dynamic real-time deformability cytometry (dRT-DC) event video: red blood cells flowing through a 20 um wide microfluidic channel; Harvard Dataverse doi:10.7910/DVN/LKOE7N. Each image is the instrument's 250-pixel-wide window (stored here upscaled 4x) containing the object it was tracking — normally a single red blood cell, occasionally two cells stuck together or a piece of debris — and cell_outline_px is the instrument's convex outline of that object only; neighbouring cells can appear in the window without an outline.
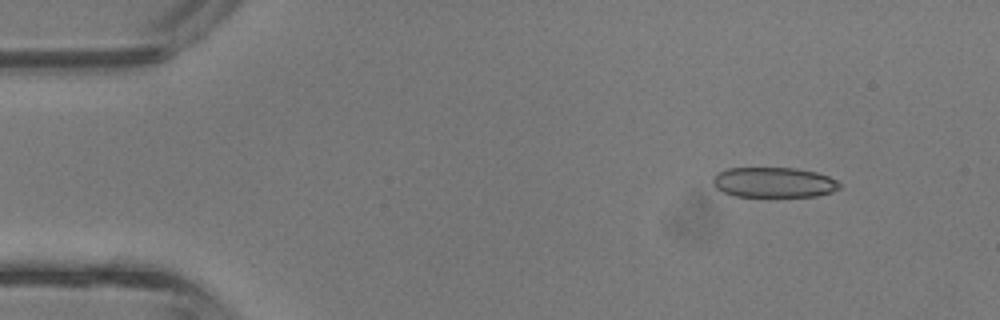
{"species": "common noctule bat (a hibernating species)", "species_latin": "Nyctalus noctula", "temperature_condition": "room temperature", "stored_images_in_passage": 38, "camera_frame_rate_fps": 3000, "um_per_image_px": 0.085, "animal": {"sex": "male", "body_mass_g": 13.3}, "frame": {"image": 1, "passage_image": 1, "time_ms": 0.0, "image_size_px": [1000, 320], "cell_outline_px": [[844, 184], [840, 188], [832, 192], [816, 196], [768, 200], [736, 196], [724, 192], [716, 188], [712, 184], [712, 176], [716, 172], [728, 168], [796, 168], [816, 172], [828, 176]], "centroid_in_image_um": [65.77, 15.56], "position_along_channel_um": 19.2, "area_um2": 23.64}}
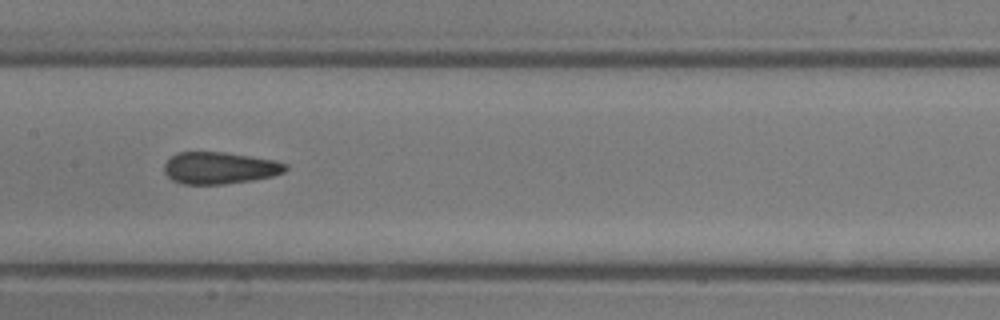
{"frame": {"image": 2, "passage_image": 17, "time_ms": 5.333, "image_size_px": [1000, 320], "cell_outline_px": [[288, 168], [284, 172], [272, 176], [252, 180], [224, 184], [184, 184], [172, 180], [164, 172], [164, 164], [176, 152], [224, 152], [276, 160], [288, 164]], "centroid_in_image_um": [18.68, 14.27], "position_along_channel_um": 188.7, "area_um2": 22.6}}
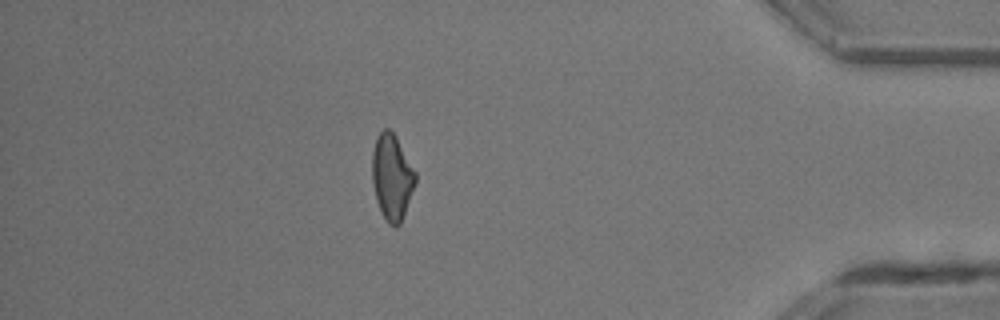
{"frame": {"image": 3, "passage_image": 33, "time_ms": 10.667, "image_size_px": [1000, 320], "cell_outline_px": [[416, 180], [400, 224], [396, 228], [388, 224], [376, 200], [372, 180], [372, 152], [376, 140], [380, 132], [384, 128], [388, 128], [396, 136], [416, 172]], "centroid_in_image_um": [33.3, 15.04], "position_along_channel_um": 401.9, "area_um2": 21.33}, "authors_computed_cell_mechanics": {"area_um2": 22.6287, "velocity_mm_per_s": 4.8347, "shape_relaxation_time_tau1_ms": null, "shape_relaxation_time_tau2_ms": 1.3738, "deformation_change_tau1": null, "deformation_change_tau2": 0.1023}}